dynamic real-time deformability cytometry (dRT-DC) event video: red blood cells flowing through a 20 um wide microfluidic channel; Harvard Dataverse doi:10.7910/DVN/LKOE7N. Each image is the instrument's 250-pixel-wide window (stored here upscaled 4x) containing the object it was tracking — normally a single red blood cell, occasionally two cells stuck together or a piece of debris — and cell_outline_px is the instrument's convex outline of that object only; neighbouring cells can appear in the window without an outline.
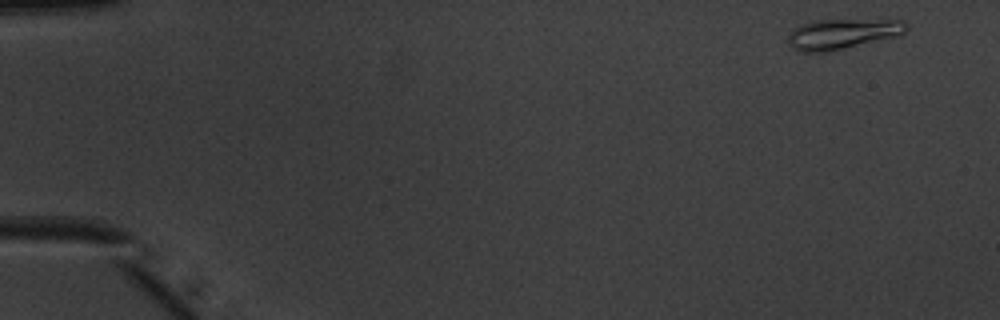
{"species": "common noctule bat (a hibernating species)", "species_latin": "Nyctalus noctula", "temperature_condition": "warm", "stored_images_in_passage": 49, "camera_frame_rate_fps": 3000, "um_per_image_px": 0.085, "animal": {"sex": "male", "body_mass_g": 20.1, "forearm_length_mm": 53.5}, "frame": {"image": 1, "passage_image": 1, "time_ms": 0.0, "image_size_px": [1000, 320], "cell_outline_px": [[908, 28], [904, 32], [892, 36], [828, 52], [804, 52], [792, 48], [788, 44], [788, 36], [792, 28], [800, 24], [812, 20], [904, 20], [908, 24]], "centroid_in_image_um": [71.51, 2.87], "position_along_channel_um": 13.5, "area_um2": 20.58}}
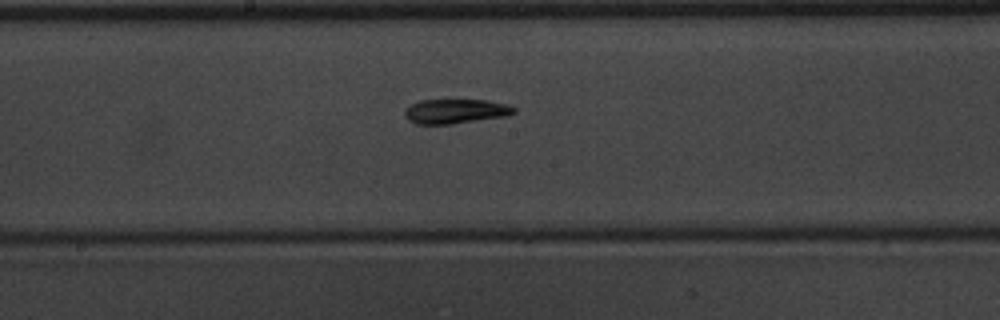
{"frame": {"image": 2, "passage_image": 26, "time_ms": 8.333, "image_size_px": [1000, 320], "cell_outline_px": [[516, 112], [508, 116], [452, 124], [416, 124], [408, 120], [404, 116], [404, 108], [420, 100], [488, 100], [508, 104], [516, 108]], "centroid_in_image_um": [38.73, 9.46], "position_along_channel_um": 209.5, "area_um2": 15.84}}
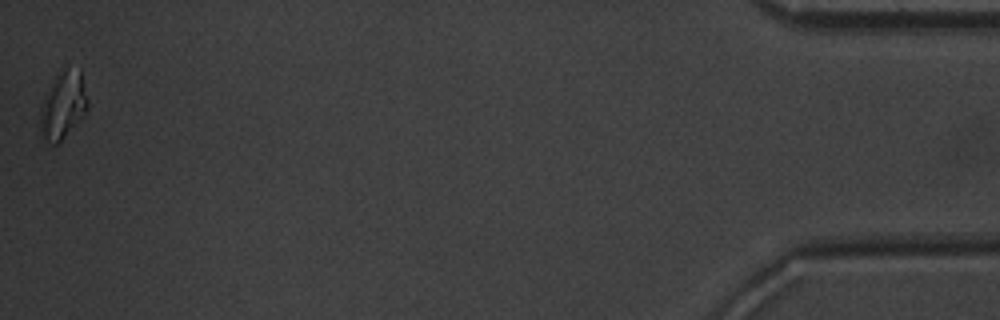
{"frame": {"image": 3, "passage_image": 49, "time_ms": 16.0, "image_size_px": [1000, 320], "cell_outline_px": [[88, 108], [64, 136], [56, 144], [52, 144], [40, 140], [40, 108], [44, 96], [56, 72], [60, 68], [80, 68], [88, 100]], "centroid_in_image_um": [5.32, 8.9], "position_along_channel_um": 429.9, "area_um2": 18.79}, "authors_computed_cell_mechanics": {"area_um2": 16.0106, "velocity_mm_per_s": 4.0032, "shape_relaxation_time_tau1_ms": 4.9163, "shape_relaxation_time_tau2_ms": 10.1867, "deformation_change_tau1": 0.1733, "deformation_change_tau2": 0.1357}}